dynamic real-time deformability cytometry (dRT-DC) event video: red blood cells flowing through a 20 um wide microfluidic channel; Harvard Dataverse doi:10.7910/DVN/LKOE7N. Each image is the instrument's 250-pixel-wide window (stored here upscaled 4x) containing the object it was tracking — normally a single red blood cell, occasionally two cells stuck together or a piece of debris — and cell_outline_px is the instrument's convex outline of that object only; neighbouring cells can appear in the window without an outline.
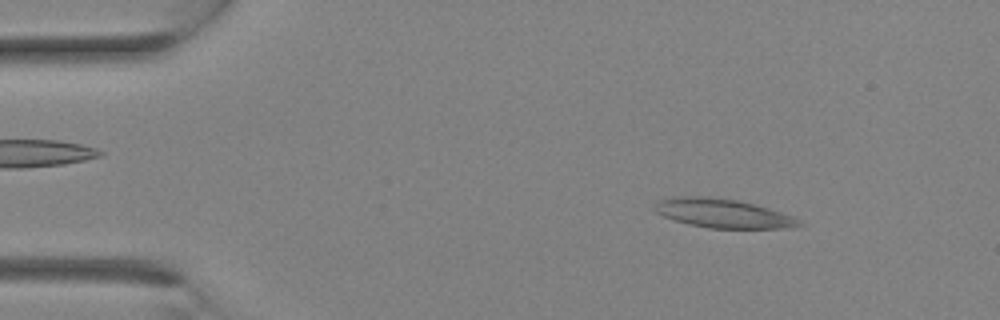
{"species": "Egyptian fruit bat (a non-hibernating species)", "species_latin": "Rousettus aegyptiacus", "temperature_condition": "room temperature", "stored_images_in_passage": 11, "camera_frame_rate_fps": 3000, "um_per_image_px": 0.085, "animal": {"sex": "female"}, "frame": {"image": 1, "passage_image": 3, "time_ms": 0.667, "image_size_px": [1000, 320], "cell_outline_px": [[804, 224], [784, 228], [708, 228], [688, 224], [672, 220], [656, 212], [652, 208], [660, 200], [672, 196], [708, 196], [740, 200], [756, 204], [792, 216], [800, 220]], "centroid_in_image_um": [61.4, 18.12], "position_along_channel_um": 23.6, "area_um2": 24.51}}
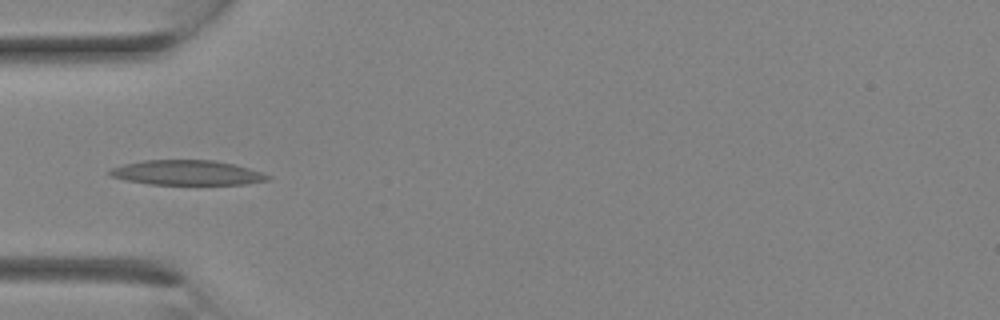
{"frame": {"image": 2, "passage_image": 8, "time_ms": 2.333, "image_size_px": [1000, 320], "cell_outline_px": [[272, 176], [268, 180], [244, 184], [148, 184], [124, 180], [108, 176], [108, 172], [112, 168], [124, 164], [144, 160], [216, 160], [264, 172]], "centroid_in_image_um": [15.88, 14.68], "position_along_channel_um": 69.1, "area_um2": 22.89}}
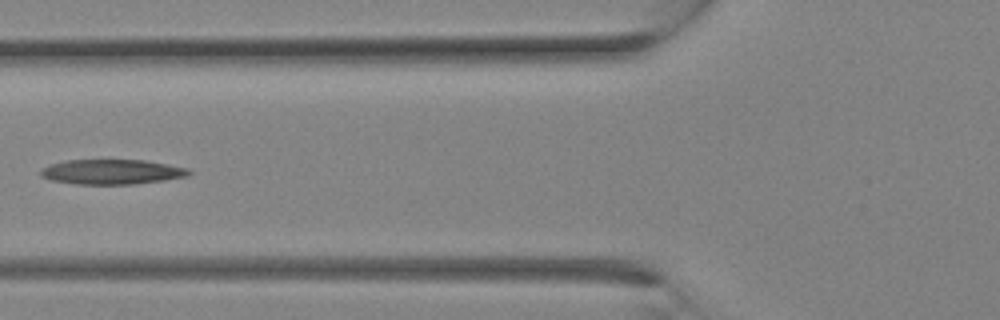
{"frame": {"image": 3, "passage_image": 10, "time_ms": 3.0, "image_size_px": [1000, 320], "cell_outline_px": [[192, 172], [188, 176], [164, 180], [136, 184], [76, 184], [52, 180], [40, 176], [40, 168], [48, 164], [64, 160], [144, 160], [168, 164], [188, 168]], "centroid_in_image_um": [9.48, 14.6], "position_along_channel_um": 116.3, "area_um2": 21.68}}